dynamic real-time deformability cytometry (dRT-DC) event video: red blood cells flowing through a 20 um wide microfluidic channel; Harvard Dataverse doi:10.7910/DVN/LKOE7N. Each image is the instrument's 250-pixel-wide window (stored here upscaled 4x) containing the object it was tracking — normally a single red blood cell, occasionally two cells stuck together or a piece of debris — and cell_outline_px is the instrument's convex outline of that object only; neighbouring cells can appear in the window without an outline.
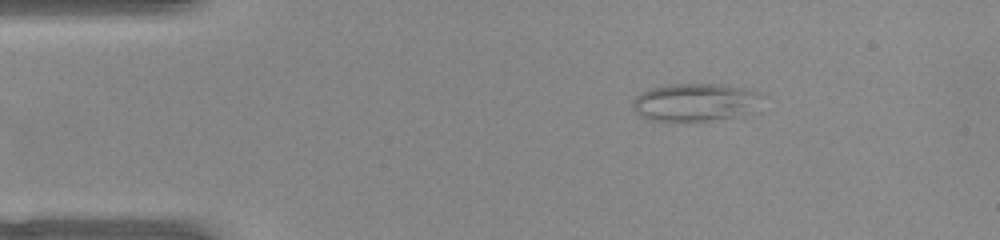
{"species": "common noctule bat (a hibernating species)", "species_latin": "Nyctalus noctula", "temperature_condition": "warm", "stored_images_in_passage": 44, "camera_frame_rate_fps": 3000, "um_per_image_px": 0.085, "animal": {"sex": "female", "body_mass_g": 22.0, "forearm_length_mm": 56.7}, "frame": {"image": 1, "passage_image": 1, "time_ms": 0.0, "image_size_px": [1000, 240], "cell_outline_px": [[760, 92], [752, 112], [736, 116], [708, 120], [652, 120], [640, 116], [632, 108], [632, 100], [640, 92], [652, 88], [672, 84], [724, 84], [744, 88]], "centroid_in_image_um": [59.02, 8.67], "position_along_channel_um": 26.0, "area_um2": 28.03}}
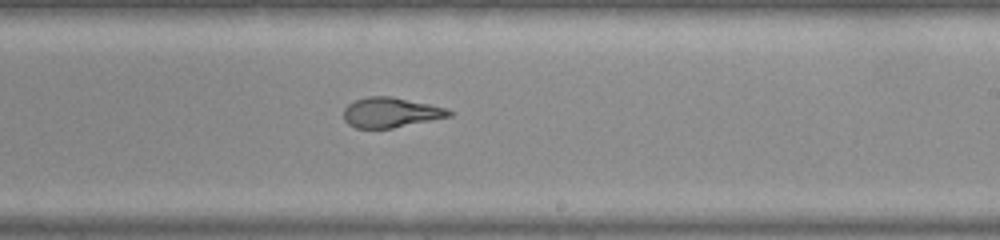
{"frame": {"image": 2, "passage_image": 23, "time_ms": 7.333, "image_size_px": [1000, 240], "cell_outline_px": [[456, 112], [452, 116], [392, 128], [356, 128], [348, 124], [344, 120], [344, 108], [348, 104], [356, 100], [368, 96], [392, 96], [448, 108]], "centroid_in_image_um": [33.25, 9.56], "position_along_channel_um": 255.8, "area_um2": 18.55}}
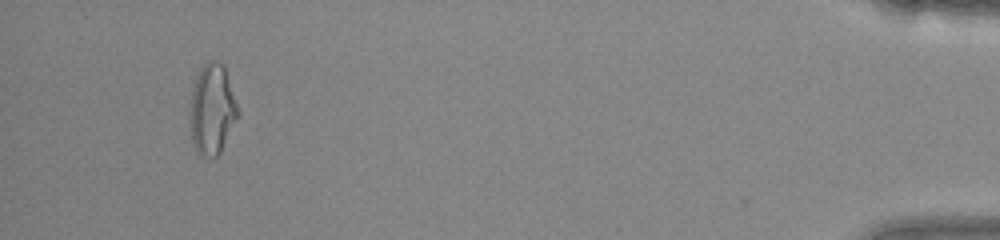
{"frame": {"image": 3, "passage_image": 41, "time_ms": 13.333, "image_size_px": [1000, 240], "cell_outline_px": [[240, 112], [220, 152], [216, 156], [200, 156], [196, 152], [192, 144], [192, 88], [196, 76], [200, 68], [208, 60], [216, 60], [224, 64], [240, 108]], "centroid_in_image_um": [18.08, 9.24], "position_along_channel_um": 417.1, "area_um2": 25.14}, "authors_computed_cell_mechanics": {"area_um2": 20.3745, "velocity_mm_per_s": 3.9534, "shape_relaxation_time_tau1_ms": null, "shape_relaxation_time_tau2_ms": 1.3234, "deformation_change_tau1": null, "deformation_change_tau2": 0.0795}}